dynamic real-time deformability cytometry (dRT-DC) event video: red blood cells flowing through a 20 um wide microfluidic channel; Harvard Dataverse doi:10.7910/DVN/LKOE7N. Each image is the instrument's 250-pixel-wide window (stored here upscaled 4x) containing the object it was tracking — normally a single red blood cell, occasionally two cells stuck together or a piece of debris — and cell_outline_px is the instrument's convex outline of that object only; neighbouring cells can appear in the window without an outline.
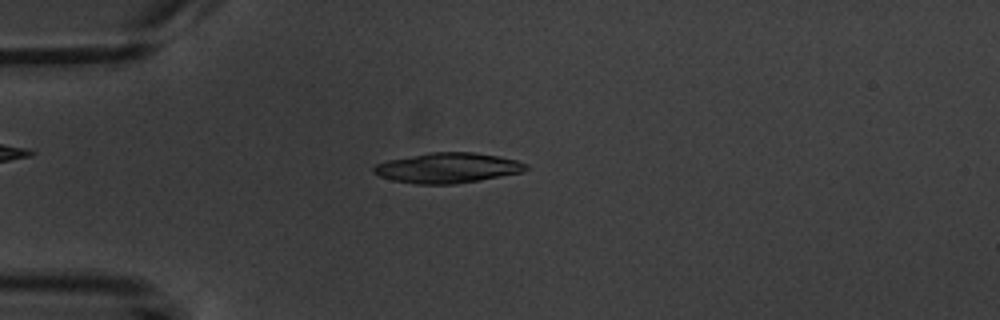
{"species": "common noctule bat (a hibernating species)", "species_latin": "Nyctalus noctula", "temperature_condition": "warm", "stored_images_in_passage": 6, "camera_frame_rate_fps": 3000, "um_per_image_px": 0.085, "animal": {"sex": "male", "body_mass_g": 20.1, "forearm_length_mm": 53.5}, "frame": {"image": 1, "passage_image": 3, "time_ms": 3.333, "image_size_px": [1000, 320], "cell_outline_px": [[528, 168], [524, 172], [480, 180], [452, 184], [416, 184], [392, 180], [380, 176], [372, 172], [372, 168], [376, 164], [388, 160], [428, 152], [472, 152], [496, 156], [516, 160], [528, 164]], "centroid_in_image_um": [38.04, 14.27], "position_along_channel_um": 47.0, "area_um2": 26.76}}
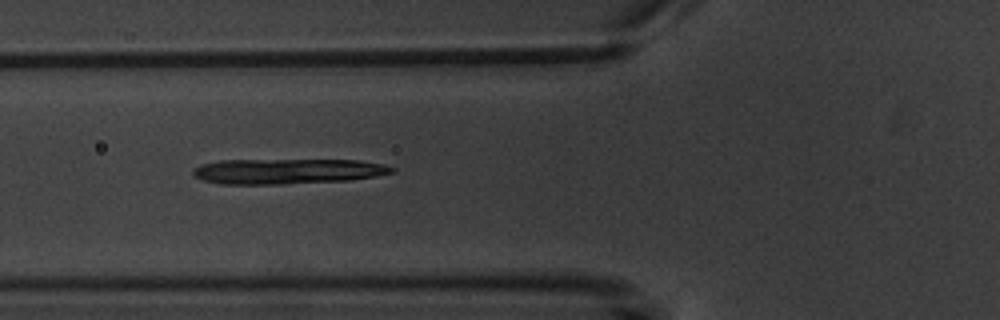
{"frame": {"image": 2, "passage_image": 5, "time_ms": 5.333, "image_size_px": [1000, 320], "cell_outline_px": [[396, 172], [376, 176], [348, 180], [284, 184], [220, 184], [204, 180], [192, 176], [192, 168], [200, 164], [220, 160], [360, 160], [384, 164], [396, 168]], "centroid_in_image_um": [24.42, 14.55], "position_along_channel_um": 101.4, "area_um2": 29.54}}
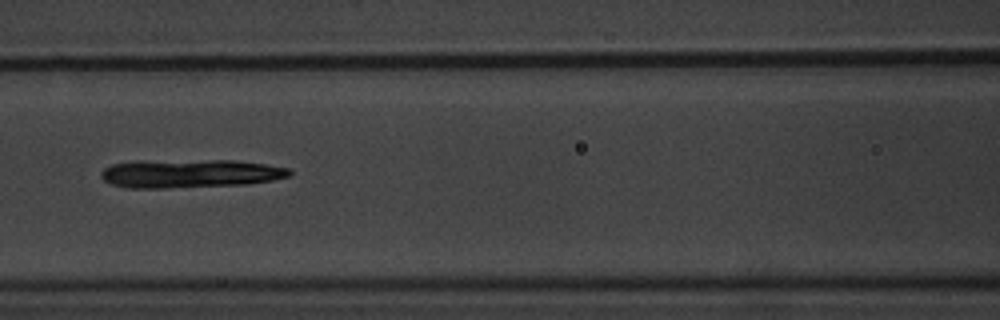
{"frame": {"image": 3, "passage_image": 6, "time_ms": 6.667, "image_size_px": [1000, 320], "cell_outline_px": [[292, 176], [272, 180], [248, 184], [168, 188], [128, 188], [112, 184], [104, 180], [100, 176], [100, 172], [104, 168], [112, 164], [136, 160], [232, 160], [264, 164], [288, 168], [292, 172]], "centroid_in_image_um": [16.12, 14.74], "position_along_channel_um": 150.5, "area_um2": 31.56}}